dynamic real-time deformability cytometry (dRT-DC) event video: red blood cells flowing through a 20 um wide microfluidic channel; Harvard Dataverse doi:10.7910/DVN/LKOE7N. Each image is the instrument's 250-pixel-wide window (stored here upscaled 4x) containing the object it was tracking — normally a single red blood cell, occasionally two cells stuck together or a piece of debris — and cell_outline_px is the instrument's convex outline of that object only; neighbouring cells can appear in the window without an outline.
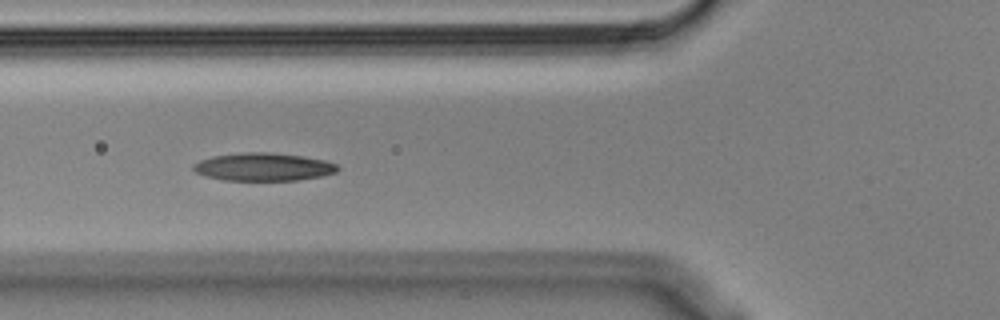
{"species": "Egyptian fruit bat (a non-hibernating species)", "species_latin": "Rousettus aegyptiacus", "temperature_condition": "cold", "stored_images_in_passage": 9, "camera_frame_rate_fps": 3000, "um_per_image_px": 0.085, "animal": {"sex": "male"}, "frame": {"image": 1, "passage_image": 6, "time_ms": 1.667, "image_size_px": [1000, 320], "cell_outline_px": [[340, 168], [336, 172], [320, 176], [296, 180], [224, 180], [204, 176], [196, 172], [192, 168], [192, 164], [200, 160], [212, 156], [244, 152], [268, 152], [304, 156], [324, 160], [336, 164]], "centroid_in_image_um": [22.36, 14.18], "position_along_channel_um": 103.4, "area_um2": 23.47}}
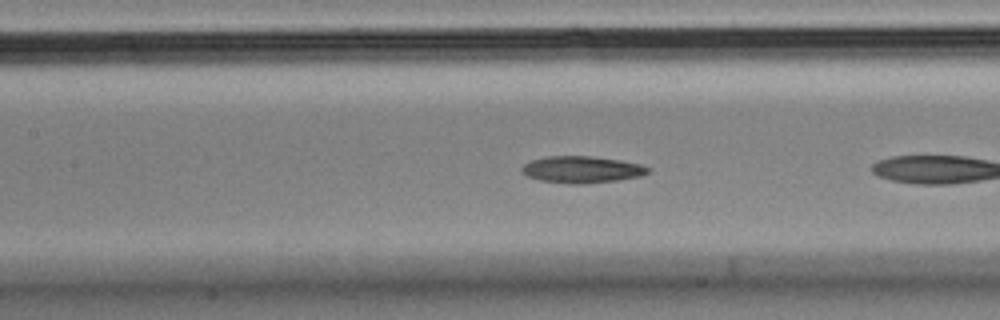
{"frame": {"image": 2, "passage_image": 8, "time_ms": 2.333, "image_size_px": [1000, 320], "cell_outline_px": [[652, 168], [648, 172], [640, 176], [620, 180], [584, 184], [572, 184], [540, 180], [528, 176], [520, 168], [524, 164], [532, 160], [548, 156], [592, 156], [620, 160], [640, 164]], "centroid_in_image_um": [49.49, 14.41], "position_along_channel_um": 157.9, "area_um2": 19.65}}